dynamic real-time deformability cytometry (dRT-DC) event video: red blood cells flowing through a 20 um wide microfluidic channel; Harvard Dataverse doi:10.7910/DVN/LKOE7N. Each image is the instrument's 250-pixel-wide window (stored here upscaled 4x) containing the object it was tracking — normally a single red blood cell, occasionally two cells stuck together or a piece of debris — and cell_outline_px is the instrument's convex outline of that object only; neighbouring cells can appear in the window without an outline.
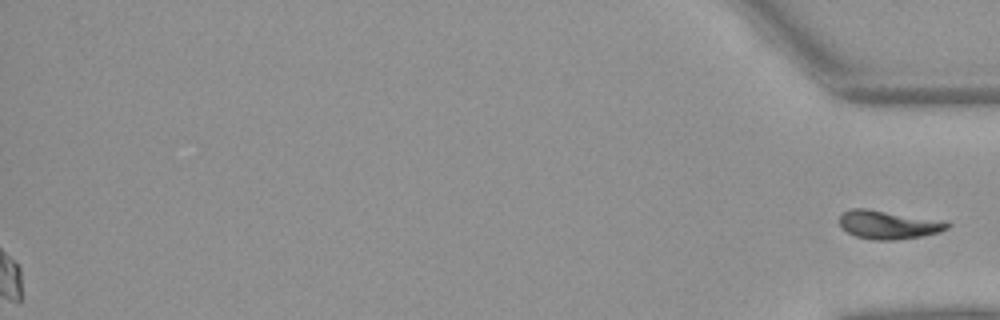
{"species": "Egyptian fruit bat (a non-hibernating species)", "species_latin": "Rousettus aegyptiacus", "temperature_condition": "warm", "stored_images_in_passage": 46, "segment_of_instrument_passage": [2, 2], "camera_frame_rate_fps": 3000, "um_per_image_px": 0.085, "animal": {"sex": "female"}, "frame": {"image": 1, "passage_image": 46, "time_ms": 15.0, "image_size_px": [1000, 320], "cell_outline_px": [[952, 224], [948, 228], [940, 232], [924, 236], [896, 240], [876, 240], [856, 236], [848, 232], [840, 224], [840, 216], [844, 212], [852, 208], [868, 208], [948, 220]], "centroid_in_image_um": [75.62, 19.08], "position_along_channel_um": 359.6, "area_um2": 18.32}}